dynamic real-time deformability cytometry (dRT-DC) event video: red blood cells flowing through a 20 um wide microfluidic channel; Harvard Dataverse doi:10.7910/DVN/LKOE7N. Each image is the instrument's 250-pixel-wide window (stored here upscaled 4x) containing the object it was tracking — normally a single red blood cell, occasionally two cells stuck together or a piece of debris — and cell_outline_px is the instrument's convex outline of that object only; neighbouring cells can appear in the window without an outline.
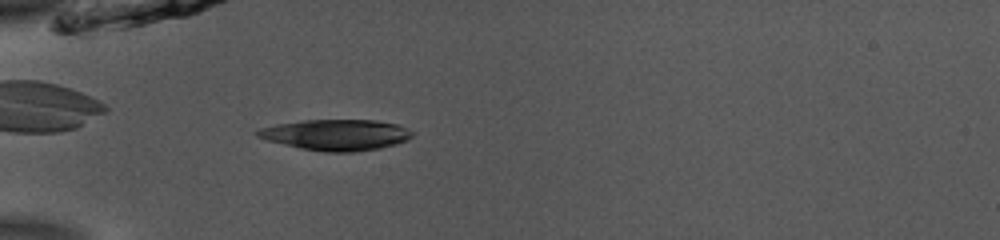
{"species": "common noctule bat (a hibernating species)", "species_latin": "Nyctalus noctula", "temperature_condition": "room temperature", "stored_images_in_passage": 39, "camera_frame_rate_fps": 3000, "um_per_image_px": 0.085, "animal": {"sex": "male", "body_mass_g": 13.0, "forearm_length_mm": 53.1}, "frame": {"image": 1, "passage_image": 3, "time_ms": 0.667, "image_size_px": [1000, 240], "cell_outline_px": [[416, 132], [408, 140], [396, 144], [380, 148], [352, 152], [324, 152], [300, 148], [268, 140], [256, 136], [256, 132], [260, 128], [276, 124], [304, 120], [376, 120], [396, 124], [408, 128]], "centroid_in_image_um": [28.62, 11.46], "position_along_channel_um": 56.4, "area_um2": 27.92}}
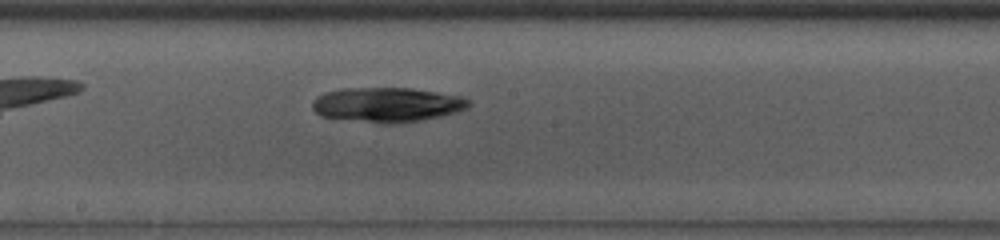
{"frame": {"image": 2, "passage_image": 16, "time_ms": 5.0, "image_size_px": [1000, 240], "cell_outline_px": [[472, 104], [456, 112], [424, 120], [396, 124], [384, 124], [320, 116], [312, 108], [312, 100], [316, 96], [324, 92], [340, 88], [412, 88], [460, 96], [468, 100]], "centroid_in_image_um": [32.85, 8.9], "position_along_channel_um": 215.3, "area_um2": 31.73}}
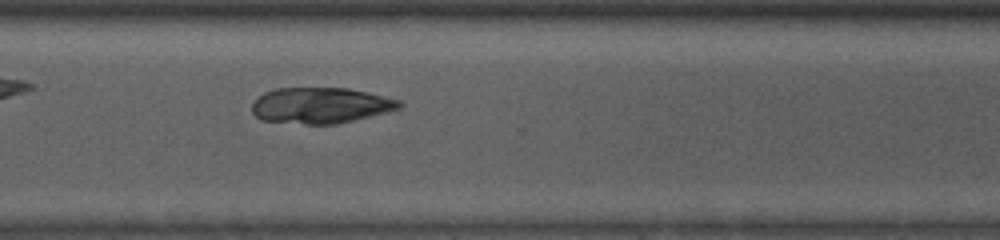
{"frame": {"image": 3, "passage_image": 26, "time_ms": 8.333, "image_size_px": [1000, 240], "cell_outline_px": [[404, 104], [400, 108], [336, 124], [304, 124], [260, 120], [252, 112], [252, 104], [264, 92], [276, 88], [348, 88], [400, 100]], "centroid_in_image_um": [27.21, 8.96], "position_along_channel_um": 343.4, "area_um2": 30.52}}